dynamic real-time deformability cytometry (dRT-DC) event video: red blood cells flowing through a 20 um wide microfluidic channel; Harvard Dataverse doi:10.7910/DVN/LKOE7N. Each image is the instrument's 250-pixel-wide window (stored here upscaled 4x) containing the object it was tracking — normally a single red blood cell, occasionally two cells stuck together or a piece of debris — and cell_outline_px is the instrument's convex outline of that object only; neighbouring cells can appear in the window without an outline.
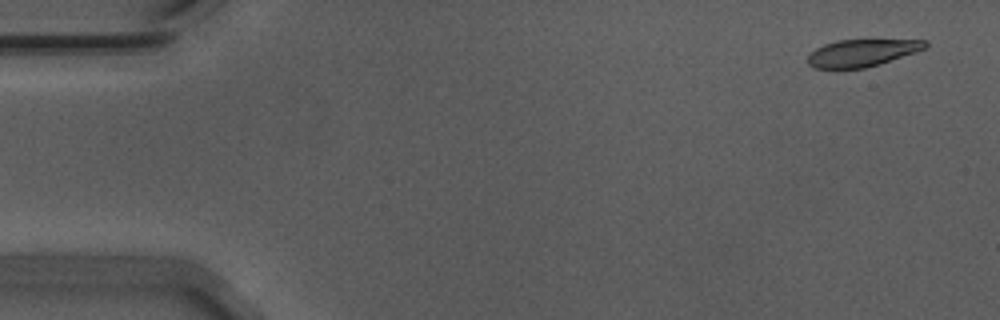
{"species": "Egyptian fruit bat (a non-hibernating species)", "species_latin": "Rousettus aegyptiacus", "temperature_condition": "warm", "stored_images_in_passage": 56, "camera_frame_rate_fps": 3000, "um_per_image_px": 0.085, "animal": {"sex": "male"}, "frame": {"image": 1, "passage_image": 3, "time_ms": 0.667, "image_size_px": [1000, 320], "cell_outline_px": [[928, 48], [880, 64], [864, 68], [816, 68], [808, 64], [808, 56], [816, 48], [824, 44], [836, 40], [928, 40]], "centroid_in_image_um": [73.3, 4.49], "position_along_channel_um": 11.7, "area_um2": 18.55}}
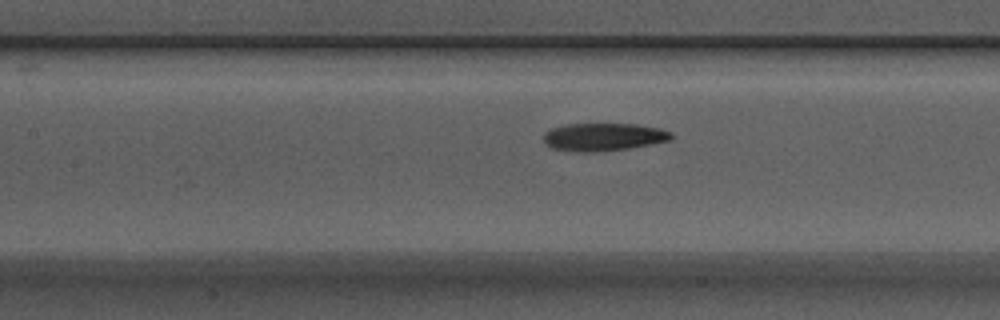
{"frame": {"image": 2, "passage_image": 25, "time_ms": 8.0, "image_size_px": [1000, 320], "cell_outline_px": [[676, 136], [672, 140], [628, 148], [592, 152], [584, 152], [552, 148], [544, 140], [544, 132], [552, 128], [564, 124], [636, 124], [660, 128], [672, 132]], "centroid_in_image_um": [51.35, 11.62], "position_along_channel_um": 156.0, "area_um2": 20.63}}
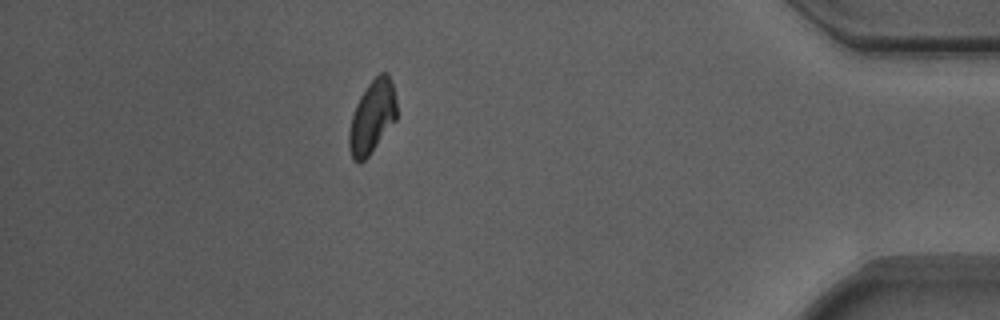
{"frame": {"image": 3, "passage_image": 49, "time_ms": 16.0, "image_size_px": [1000, 320], "cell_outline_px": [[396, 120], [368, 156], [360, 164], [356, 164], [352, 160], [348, 144], [348, 132], [352, 116], [356, 104], [360, 96], [368, 84], [380, 72], [388, 72], [392, 84], [396, 100]], "centroid_in_image_um": [31.61, 9.96], "position_along_channel_um": 403.6, "area_um2": 20.29}, "authors_computed_cell_mechanics": {"area_um2": 20.6924, "velocity_mm_per_s": 3.7046, "shape_relaxation_time_tau1_ms": 5.3145, "shape_relaxation_time_tau2_ms": 6.8917, "deformation_change_tau1": 0.1267, "deformation_change_tau2": 0.1274}}